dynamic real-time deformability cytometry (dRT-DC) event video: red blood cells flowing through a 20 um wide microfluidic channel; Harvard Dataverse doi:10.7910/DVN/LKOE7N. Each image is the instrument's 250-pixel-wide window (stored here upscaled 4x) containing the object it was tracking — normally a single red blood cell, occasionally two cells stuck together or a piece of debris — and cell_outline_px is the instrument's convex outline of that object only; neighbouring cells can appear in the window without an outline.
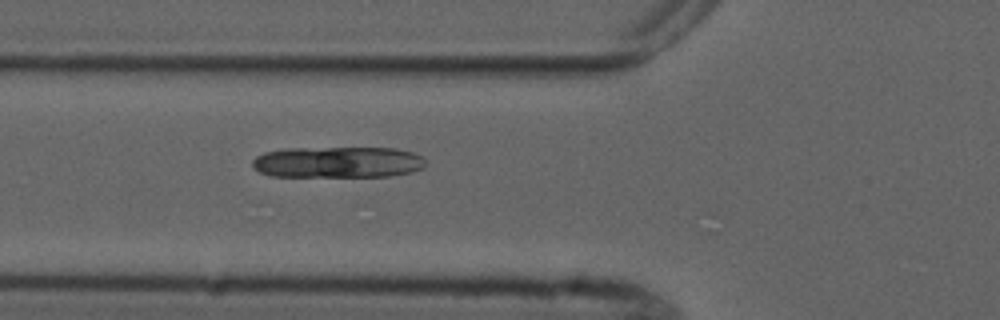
{"species": "common noctule bat (a hibernating species)", "species_latin": "Nyctalus noctula", "temperature_condition": "cold", "stored_images_in_passage": 6, "camera_frame_rate_fps": 3000, "um_per_image_px": 0.085, "animal": {"sex": "male", "forearm_length_mm": 52.5}, "frame": {"image": 1, "passage_image": 5, "time_ms": 4.667, "image_size_px": [1000, 320], "cell_outline_px": [[424, 168], [412, 172], [388, 176], [272, 176], [260, 172], [252, 168], [252, 160], [256, 156], [264, 152], [284, 148], [396, 148], [412, 152], [420, 156], [424, 160]], "centroid_in_image_um": [28.68, 13.78], "position_along_channel_um": 97.1, "area_um2": 31.62}}